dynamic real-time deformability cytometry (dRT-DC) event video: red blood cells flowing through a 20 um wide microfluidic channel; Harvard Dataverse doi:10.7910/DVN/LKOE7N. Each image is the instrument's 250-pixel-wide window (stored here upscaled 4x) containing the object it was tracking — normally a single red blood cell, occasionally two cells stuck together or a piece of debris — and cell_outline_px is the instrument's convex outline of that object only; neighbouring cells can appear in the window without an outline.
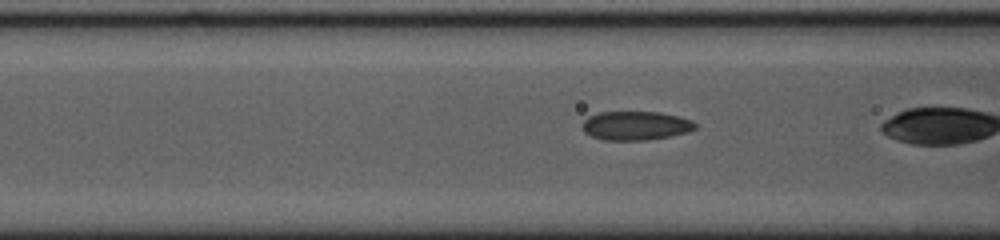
{"species": "common noctule bat (a hibernating species)", "species_latin": "Nyctalus noctula", "temperature_condition": "cold", "stored_images_in_passage": 26, "camera_frame_rate_fps": 3000, "um_per_image_px": 0.085, "animal": {"sex": "female", "body_mass_g": 23.0, "forearm_length_mm": 53.4}, "frame": {"image": 1, "passage_image": 5, "time_ms": 1.333, "image_size_px": [1000, 240], "cell_outline_px": [[696, 128], [688, 132], [668, 136], [644, 140], [604, 140], [592, 136], [584, 132], [580, 124], [588, 116], [600, 112], [660, 112], [692, 120], [696, 124]], "centroid_in_image_um": [53.99, 10.67], "position_along_channel_um": 112.6, "area_um2": 18.96}}
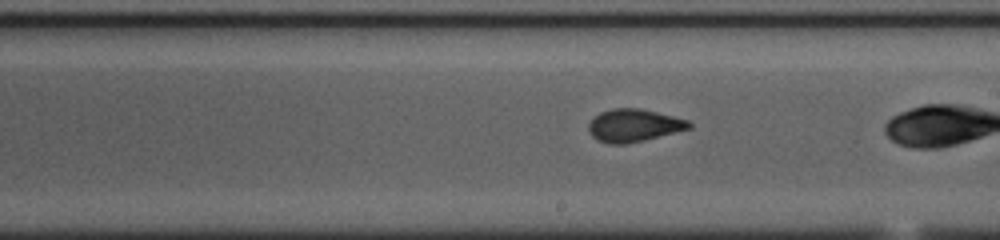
{"frame": {"image": 2, "passage_image": 15, "time_ms": 4.667, "image_size_px": [1000, 240], "cell_outline_px": [[692, 128], [624, 144], [608, 144], [596, 140], [592, 136], [588, 128], [588, 124], [600, 112], [612, 108], [640, 108], [688, 120], [692, 124]], "centroid_in_image_um": [53.85, 10.66], "position_along_channel_um": 235.2, "area_um2": 18.9}}